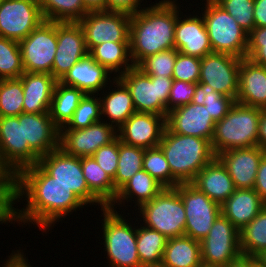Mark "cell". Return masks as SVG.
Returning <instances> with one entry per match:
<instances>
[{"label":"cell","instance_id":"ee69618b","mask_svg":"<svg viewBox=\"0 0 266 267\" xmlns=\"http://www.w3.org/2000/svg\"><path fill=\"white\" fill-rule=\"evenodd\" d=\"M99 121L102 116L98 94H85L71 120L61 129H83Z\"/></svg>","mask_w":266,"mask_h":267},{"label":"cell","instance_id":"4fadbf2b","mask_svg":"<svg viewBox=\"0 0 266 267\" xmlns=\"http://www.w3.org/2000/svg\"><path fill=\"white\" fill-rule=\"evenodd\" d=\"M131 15L115 11H90L78 23L81 25L88 52L104 42H130Z\"/></svg>","mask_w":266,"mask_h":267},{"label":"cell","instance_id":"6f0895ef","mask_svg":"<svg viewBox=\"0 0 266 267\" xmlns=\"http://www.w3.org/2000/svg\"><path fill=\"white\" fill-rule=\"evenodd\" d=\"M258 146L266 150V109H262L260 115Z\"/></svg>","mask_w":266,"mask_h":267},{"label":"cell","instance_id":"3957f363","mask_svg":"<svg viewBox=\"0 0 266 267\" xmlns=\"http://www.w3.org/2000/svg\"><path fill=\"white\" fill-rule=\"evenodd\" d=\"M158 146L168 161L171 174L180 183H191L198 172L216 157L209 140L176 134L167 128Z\"/></svg>","mask_w":266,"mask_h":267},{"label":"cell","instance_id":"7dc6e473","mask_svg":"<svg viewBox=\"0 0 266 267\" xmlns=\"http://www.w3.org/2000/svg\"><path fill=\"white\" fill-rule=\"evenodd\" d=\"M200 67V58L185 55L177 51L172 78L173 80L198 83L200 76Z\"/></svg>","mask_w":266,"mask_h":267},{"label":"cell","instance_id":"bcb514c9","mask_svg":"<svg viewBox=\"0 0 266 267\" xmlns=\"http://www.w3.org/2000/svg\"><path fill=\"white\" fill-rule=\"evenodd\" d=\"M228 12L248 34L255 28L254 0H214Z\"/></svg>","mask_w":266,"mask_h":267},{"label":"cell","instance_id":"f1b7e54d","mask_svg":"<svg viewBox=\"0 0 266 267\" xmlns=\"http://www.w3.org/2000/svg\"><path fill=\"white\" fill-rule=\"evenodd\" d=\"M164 188L161 183L142 169L118 190L116 198L108 207L116 210L120 206L118 209L121 210L120 208L124 206L127 209L129 206L131 207V201H133L135 204L133 208L138 209L142 204L155 198ZM128 202L131 204L125 205V203L129 204Z\"/></svg>","mask_w":266,"mask_h":267},{"label":"cell","instance_id":"db71d44e","mask_svg":"<svg viewBox=\"0 0 266 267\" xmlns=\"http://www.w3.org/2000/svg\"><path fill=\"white\" fill-rule=\"evenodd\" d=\"M23 250L17 249L12 250V253L5 259L2 267H32L30 265L29 259L26 258V253L22 252Z\"/></svg>","mask_w":266,"mask_h":267},{"label":"cell","instance_id":"f546056e","mask_svg":"<svg viewBox=\"0 0 266 267\" xmlns=\"http://www.w3.org/2000/svg\"><path fill=\"white\" fill-rule=\"evenodd\" d=\"M266 206L254 189H235L221 205V214L239 231Z\"/></svg>","mask_w":266,"mask_h":267},{"label":"cell","instance_id":"7c38bea8","mask_svg":"<svg viewBox=\"0 0 266 267\" xmlns=\"http://www.w3.org/2000/svg\"><path fill=\"white\" fill-rule=\"evenodd\" d=\"M24 72L51 74L57 50V22L44 20L19 41Z\"/></svg>","mask_w":266,"mask_h":267},{"label":"cell","instance_id":"5bb4252c","mask_svg":"<svg viewBox=\"0 0 266 267\" xmlns=\"http://www.w3.org/2000/svg\"><path fill=\"white\" fill-rule=\"evenodd\" d=\"M0 157L16 174L38 164L40 157L24 144L23 113L0 117Z\"/></svg>","mask_w":266,"mask_h":267},{"label":"cell","instance_id":"9a60e30c","mask_svg":"<svg viewBox=\"0 0 266 267\" xmlns=\"http://www.w3.org/2000/svg\"><path fill=\"white\" fill-rule=\"evenodd\" d=\"M44 21L37 0H3L0 3V36L20 41Z\"/></svg>","mask_w":266,"mask_h":267},{"label":"cell","instance_id":"7a4b0ae2","mask_svg":"<svg viewBox=\"0 0 266 267\" xmlns=\"http://www.w3.org/2000/svg\"><path fill=\"white\" fill-rule=\"evenodd\" d=\"M177 1H155L131 15L129 39L134 66L160 51L175 48Z\"/></svg>","mask_w":266,"mask_h":267},{"label":"cell","instance_id":"9c48e42d","mask_svg":"<svg viewBox=\"0 0 266 267\" xmlns=\"http://www.w3.org/2000/svg\"><path fill=\"white\" fill-rule=\"evenodd\" d=\"M38 165L55 181L70 188L86 205L107 207L89 188L83 175L81 158L57 148L39 158Z\"/></svg>","mask_w":266,"mask_h":267},{"label":"cell","instance_id":"74e56055","mask_svg":"<svg viewBox=\"0 0 266 267\" xmlns=\"http://www.w3.org/2000/svg\"><path fill=\"white\" fill-rule=\"evenodd\" d=\"M239 234L242 255L256 257L266 250V206Z\"/></svg>","mask_w":266,"mask_h":267},{"label":"cell","instance_id":"9f6ffc18","mask_svg":"<svg viewBox=\"0 0 266 267\" xmlns=\"http://www.w3.org/2000/svg\"><path fill=\"white\" fill-rule=\"evenodd\" d=\"M225 267H260L256 257L240 255Z\"/></svg>","mask_w":266,"mask_h":267},{"label":"cell","instance_id":"680465c9","mask_svg":"<svg viewBox=\"0 0 266 267\" xmlns=\"http://www.w3.org/2000/svg\"><path fill=\"white\" fill-rule=\"evenodd\" d=\"M85 8L90 11L106 10V0H82Z\"/></svg>","mask_w":266,"mask_h":267},{"label":"cell","instance_id":"5b68a950","mask_svg":"<svg viewBox=\"0 0 266 267\" xmlns=\"http://www.w3.org/2000/svg\"><path fill=\"white\" fill-rule=\"evenodd\" d=\"M103 213L101 220L102 238L100 243L104 245L105 255L109 267H143L140 264L136 238H137V215L133 224L125 219L121 211L109 207L100 209ZM118 212H121L118 213ZM124 217V218H123ZM130 222V223H129ZM133 225V226H132Z\"/></svg>","mask_w":266,"mask_h":267},{"label":"cell","instance_id":"ab89813d","mask_svg":"<svg viewBox=\"0 0 266 267\" xmlns=\"http://www.w3.org/2000/svg\"><path fill=\"white\" fill-rule=\"evenodd\" d=\"M143 170L161 183L165 188H175L180 182L171 174L165 155L159 146L145 149Z\"/></svg>","mask_w":266,"mask_h":267},{"label":"cell","instance_id":"8d00e7d4","mask_svg":"<svg viewBox=\"0 0 266 267\" xmlns=\"http://www.w3.org/2000/svg\"><path fill=\"white\" fill-rule=\"evenodd\" d=\"M191 102L204 105L216 123L227 115L236 100L214 91L208 84L195 83V92Z\"/></svg>","mask_w":266,"mask_h":267},{"label":"cell","instance_id":"ac0fdd59","mask_svg":"<svg viewBox=\"0 0 266 267\" xmlns=\"http://www.w3.org/2000/svg\"><path fill=\"white\" fill-rule=\"evenodd\" d=\"M87 54L81 25L78 22H57V50L51 75L60 81Z\"/></svg>","mask_w":266,"mask_h":267},{"label":"cell","instance_id":"1f68e13d","mask_svg":"<svg viewBox=\"0 0 266 267\" xmlns=\"http://www.w3.org/2000/svg\"><path fill=\"white\" fill-rule=\"evenodd\" d=\"M88 54L95 62L111 72L113 77L134 67L130 56V42H104L93 47Z\"/></svg>","mask_w":266,"mask_h":267},{"label":"cell","instance_id":"c3c4849f","mask_svg":"<svg viewBox=\"0 0 266 267\" xmlns=\"http://www.w3.org/2000/svg\"><path fill=\"white\" fill-rule=\"evenodd\" d=\"M92 157L113 179L118 168L119 138L116 137L109 144L100 147Z\"/></svg>","mask_w":266,"mask_h":267},{"label":"cell","instance_id":"d6a6232c","mask_svg":"<svg viewBox=\"0 0 266 267\" xmlns=\"http://www.w3.org/2000/svg\"><path fill=\"white\" fill-rule=\"evenodd\" d=\"M85 93L79 88L57 82L49 108V115L59 128L65 127L73 117L75 109Z\"/></svg>","mask_w":266,"mask_h":267},{"label":"cell","instance_id":"8992f818","mask_svg":"<svg viewBox=\"0 0 266 267\" xmlns=\"http://www.w3.org/2000/svg\"><path fill=\"white\" fill-rule=\"evenodd\" d=\"M202 1L205 7H201V15L212 51L246 58L248 33L214 0Z\"/></svg>","mask_w":266,"mask_h":267},{"label":"cell","instance_id":"f6af8a7d","mask_svg":"<svg viewBox=\"0 0 266 267\" xmlns=\"http://www.w3.org/2000/svg\"><path fill=\"white\" fill-rule=\"evenodd\" d=\"M176 57L177 50L168 49L145 58L136 67L148 76L172 77Z\"/></svg>","mask_w":266,"mask_h":267},{"label":"cell","instance_id":"91938a15","mask_svg":"<svg viewBox=\"0 0 266 267\" xmlns=\"http://www.w3.org/2000/svg\"><path fill=\"white\" fill-rule=\"evenodd\" d=\"M260 267H266V250L256 256Z\"/></svg>","mask_w":266,"mask_h":267},{"label":"cell","instance_id":"83f0119b","mask_svg":"<svg viewBox=\"0 0 266 267\" xmlns=\"http://www.w3.org/2000/svg\"><path fill=\"white\" fill-rule=\"evenodd\" d=\"M191 183L219 205L236 189L228 171L217 157L204 166Z\"/></svg>","mask_w":266,"mask_h":267},{"label":"cell","instance_id":"44dd1931","mask_svg":"<svg viewBox=\"0 0 266 267\" xmlns=\"http://www.w3.org/2000/svg\"><path fill=\"white\" fill-rule=\"evenodd\" d=\"M215 122L204 105L193 104L177 107L167 113L166 128L181 135L196 136L211 142Z\"/></svg>","mask_w":266,"mask_h":267},{"label":"cell","instance_id":"e575fe53","mask_svg":"<svg viewBox=\"0 0 266 267\" xmlns=\"http://www.w3.org/2000/svg\"><path fill=\"white\" fill-rule=\"evenodd\" d=\"M81 167L88 188L108 207L116 198L113 179L92 156L81 158Z\"/></svg>","mask_w":266,"mask_h":267},{"label":"cell","instance_id":"7bdbcfd3","mask_svg":"<svg viewBox=\"0 0 266 267\" xmlns=\"http://www.w3.org/2000/svg\"><path fill=\"white\" fill-rule=\"evenodd\" d=\"M17 174L0 157V224H4L16 203Z\"/></svg>","mask_w":266,"mask_h":267},{"label":"cell","instance_id":"4dcf8cb0","mask_svg":"<svg viewBox=\"0 0 266 267\" xmlns=\"http://www.w3.org/2000/svg\"><path fill=\"white\" fill-rule=\"evenodd\" d=\"M201 245L188 236L169 238L160 267H201Z\"/></svg>","mask_w":266,"mask_h":267},{"label":"cell","instance_id":"4316f807","mask_svg":"<svg viewBox=\"0 0 266 267\" xmlns=\"http://www.w3.org/2000/svg\"><path fill=\"white\" fill-rule=\"evenodd\" d=\"M19 79L24 93L23 113H49L58 81L49 73L39 72H24Z\"/></svg>","mask_w":266,"mask_h":267},{"label":"cell","instance_id":"cb8c5ba5","mask_svg":"<svg viewBox=\"0 0 266 267\" xmlns=\"http://www.w3.org/2000/svg\"><path fill=\"white\" fill-rule=\"evenodd\" d=\"M111 74L87 54L75 63L59 82L66 86L79 88L85 94H99V91L105 89L115 78L111 77Z\"/></svg>","mask_w":266,"mask_h":267},{"label":"cell","instance_id":"52a82bcc","mask_svg":"<svg viewBox=\"0 0 266 267\" xmlns=\"http://www.w3.org/2000/svg\"><path fill=\"white\" fill-rule=\"evenodd\" d=\"M135 211L141 218H138L139 223L162 233L166 238L184 236V203L175 188H164L155 198L142 204Z\"/></svg>","mask_w":266,"mask_h":267},{"label":"cell","instance_id":"60d3db41","mask_svg":"<svg viewBox=\"0 0 266 267\" xmlns=\"http://www.w3.org/2000/svg\"><path fill=\"white\" fill-rule=\"evenodd\" d=\"M23 73L19 42L0 36V80L17 79Z\"/></svg>","mask_w":266,"mask_h":267},{"label":"cell","instance_id":"816d5d0a","mask_svg":"<svg viewBox=\"0 0 266 267\" xmlns=\"http://www.w3.org/2000/svg\"><path fill=\"white\" fill-rule=\"evenodd\" d=\"M144 0H106V11L123 12L133 15L145 6ZM141 3H143L141 5Z\"/></svg>","mask_w":266,"mask_h":267},{"label":"cell","instance_id":"ffe728a7","mask_svg":"<svg viewBox=\"0 0 266 267\" xmlns=\"http://www.w3.org/2000/svg\"><path fill=\"white\" fill-rule=\"evenodd\" d=\"M165 128V116L135 112L117 129V137L127 145L148 149L159 145Z\"/></svg>","mask_w":266,"mask_h":267},{"label":"cell","instance_id":"11a10c76","mask_svg":"<svg viewBox=\"0 0 266 267\" xmlns=\"http://www.w3.org/2000/svg\"><path fill=\"white\" fill-rule=\"evenodd\" d=\"M255 28L266 27V0H254Z\"/></svg>","mask_w":266,"mask_h":267},{"label":"cell","instance_id":"d4e9b609","mask_svg":"<svg viewBox=\"0 0 266 267\" xmlns=\"http://www.w3.org/2000/svg\"><path fill=\"white\" fill-rule=\"evenodd\" d=\"M98 96L101 104L102 121L107 119L105 122L116 130L136 112L128 88L118 77L113 78L112 83L110 82Z\"/></svg>","mask_w":266,"mask_h":267},{"label":"cell","instance_id":"b9f144b4","mask_svg":"<svg viewBox=\"0 0 266 267\" xmlns=\"http://www.w3.org/2000/svg\"><path fill=\"white\" fill-rule=\"evenodd\" d=\"M23 96L22 81L19 78L0 80V117L22 114Z\"/></svg>","mask_w":266,"mask_h":267},{"label":"cell","instance_id":"d6986e66","mask_svg":"<svg viewBox=\"0 0 266 267\" xmlns=\"http://www.w3.org/2000/svg\"><path fill=\"white\" fill-rule=\"evenodd\" d=\"M180 6L178 1L174 33L175 49L182 54L201 59L213 52L203 17L200 11H196L197 13L195 12V14L192 12L193 14L183 15V12L180 11Z\"/></svg>","mask_w":266,"mask_h":267},{"label":"cell","instance_id":"484cf974","mask_svg":"<svg viewBox=\"0 0 266 267\" xmlns=\"http://www.w3.org/2000/svg\"><path fill=\"white\" fill-rule=\"evenodd\" d=\"M236 102L266 109V67L242 58L239 66V91Z\"/></svg>","mask_w":266,"mask_h":267},{"label":"cell","instance_id":"2e32d148","mask_svg":"<svg viewBox=\"0 0 266 267\" xmlns=\"http://www.w3.org/2000/svg\"><path fill=\"white\" fill-rule=\"evenodd\" d=\"M242 58L212 52L201 58L199 82L236 100L239 91V66Z\"/></svg>","mask_w":266,"mask_h":267},{"label":"cell","instance_id":"30bf717a","mask_svg":"<svg viewBox=\"0 0 266 267\" xmlns=\"http://www.w3.org/2000/svg\"><path fill=\"white\" fill-rule=\"evenodd\" d=\"M175 189L184 203L186 214L185 236L203 240L221 214V205L211 200L192 183H179Z\"/></svg>","mask_w":266,"mask_h":267},{"label":"cell","instance_id":"681fc988","mask_svg":"<svg viewBox=\"0 0 266 267\" xmlns=\"http://www.w3.org/2000/svg\"><path fill=\"white\" fill-rule=\"evenodd\" d=\"M246 58L266 67V27L254 28L248 34Z\"/></svg>","mask_w":266,"mask_h":267},{"label":"cell","instance_id":"f35d334b","mask_svg":"<svg viewBox=\"0 0 266 267\" xmlns=\"http://www.w3.org/2000/svg\"><path fill=\"white\" fill-rule=\"evenodd\" d=\"M144 152L145 149L141 147L127 145L119 140L118 168L113 178L117 191L143 169Z\"/></svg>","mask_w":266,"mask_h":267},{"label":"cell","instance_id":"6da1fadb","mask_svg":"<svg viewBox=\"0 0 266 267\" xmlns=\"http://www.w3.org/2000/svg\"><path fill=\"white\" fill-rule=\"evenodd\" d=\"M20 200L22 203L26 200V206L14 208L5 224L16 222L30 226L31 223L46 234L55 223L78 209L88 207L70 188L55 181L38 164L24 168L17 174L16 203Z\"/></svg>","mask_w":266,"mask_h":267},{"label":"cell","instance_id":"d590c367","mask_svg":"<svg viewBox=\"0 0 266 267\" xmlns=\"http://www.w3.org/2000/svg\"><path fill=\"white\" fill-rule=\"evenodd\" d=\"M44 20L79 22L89 11L82 0H37Z\"/></svg>","mask_w":266,"mask_h":267},{"label":"cell","instance_id":"8fae6325","mask_svg":"<svg viewBox=\"0 0 266 267\" xmlns=\"http://www.w3.org/2000/svg\"><path fill=\"white\" fill-rule=\"evenodd\" d=\"M200 245L202 264L206 267H225L242 255L239 230L222 214Z\"/></svg>","mask_w":266,"mask_h":267},{"label":"cell","instance_id":"277c9868","mask_svg":"<svg viewBox=\"0 0 266 267\" xmlns=\"http://www.w3.org/2000/svg\"><path fill=\"white\" fill-rule=\"evenodd\" d=\"M262 108L235 103L225 117L215 123L211 140L215 155L231 149L258 146Z\"/></svg>","mask_w":266,"mask_h":267},{"label":"cell","instance_id":"ba28073f","mask_svg":"<svg viewBox=\"0 0 266 267\" xmlns=\"http://www.w3.org/2000/svg\"><path fill=\"white\" fill-rule=\"evenodd\" d=\"M117 77L128 88L136 112L167 116L172 77L148 76L136 66Z\"/></svg>","mask_w":266,"mask_h":267},{"label":"cell","instance_id":"f5cc1de1","mask_svg":"<svg viewBox=\"0 0 266 267\" xmlns=\"http://www.w3.org/2000/svg\"><path fill=\"white\" fill-rule=\"evenodd\" d=\"M266 204V154L262 157L256 176L255 185L253 188Z\"/></svg>","mask_w":266,"mask_h":267},{"label":"cell","instance_id":"836d02e7","mask_svg":"<svg viewBox=\"0 0 266 267\" xmlns=\"http://www.w3.org/2000/svg\"><path fill=\"white\" fill-rule=\"evenodd\" d=\"M137 223L136 246L140 264L143 267H160L168 238L141 223L139 225L138 218Z\"/></svg>","mask_w":266,"mask_h":267},{"label":"cell","instance_id":"603a6c76","mask_svg":"<svg viewBox=\"0 0 266 267\" xmlns=\"http://www.w3.org/2000/svg\"><path fill=\"white\" fill-rule=\"evenodd\" d=\"M24 144L39 156L59 148L60 129L49 113H23Z\"/></svg>","mask_w":266,"mask_h":267},{"label":"cell","instance_id":"e0dca14e","mask_svg":"<svg viewBox=\"0 0 266 267\" xmlns=\"http://www.w3.org/2000/svg\"><path fill=\"white\" fill-rule=\"evenodd\" d=\"M117 137V130L105 121L83 129H60L59 148L76 157H90Z\"/></svg>","mask_w":266,"mask_h":267},{"label":"cell","instance_id":"f907efd6","mask_svg":"<svg viewBox=\"0 0 266 267\" xmlns=\"http://www.w3.org/2000/svg\"><path fill=\"white\" fill-rule=\"evenodd\" d=\"M195 83L173 80L168 98V112L192 101Z\"/></svg>","mask_w":266,"mask_h":267},{"label":"cell","instance_id":"7402d4cb","mask_svg":"<svg viewBox=\"0 0 266 267\" xmlns=\"http://www.w3.org/2000/svg\"><path fill=\"white\" fill-rule=\"evenodd\" d=\"M265 154V149L253 146L231 149L217 154L216 157L228 171L236 189H253L259 163Z\"/></svg>","mask_w":266,"mask_h":267}]
</instances>
